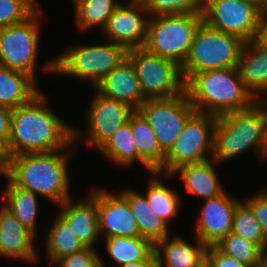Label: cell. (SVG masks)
Returning <instances> with one entry per match:
<instances>
[{"mask_svg":"<svg viewBox=\"0 0 267 267\" xmlns=\"http://www.w3.org/2000/svg\"><path fill=\"white\" fill-rule=\"evenodd\" d=\"M244 44L245 41L238 36L216 30L202 22L180 66L184 81L201 71L237 67Z\"/></svg>","mask_w":267,"mask_h":267,"instance_id":"cell-5","label":"cell"},{"mask_svg":"<svg viewBox=\"0 0 267 267\" xmlns=\"http://www.w3.org/2000/svg\"><path fill=\"white\" fill-rule=\"evenodd\" d=\"M185 91L198 112L215 116L248 109L256 102L237 67L194 73L185 82Z\"/></svg>","mask_w":267,"mask_h":267,"instance_id":"cell-3","label":"cell"},{"mask_svg":"<svg viewBox=\"0 0 267 267\" xmlns=\"http://www.w3.org/2000/svg\"><path fill=\"white\" fill-rule=\"evenodd\" d=\"M131 131L138 151V161L149 172L157 171L164 163L166 153L144 116L135 110L130 115Z\"/></svg>","mask_w":267,"mask_h":267,"instance_id":"cell-24","label":"cell"},{"mask_svg":"<svg viewBox=\"0 0 267 267\" xmlns=\"http://www.w3.org/2000/svg\"><path fill=\"white\" fill-rule=\"evenodd\" d=\"M35 236L8 209L0 207V256L34 263L38 259Z\"/></svg>","mask_w":267,"mask_h":267,"instance_id":"cell-19","label":"cell"},{"mask_svg":"<svg viewBox=\"0 0 267 267\" xmlns=\"http://www.w3.org/2000/svg\"><path fill=\"white\" fill-rule=\"evenodd\" d=\"M256 148L266 160L267 100L254 102L248 109L217 116L212 158L217 162Z\"/></svg>","mask_w":267,"mask_h":267,"instance_id":"cell-4","label":"cell"},{"mask_svg":"<svg viewBox=\"0 0 267 267\" xmlns=\"http://www.w3.org/2000/svg\"><path fill=\"white\" fill-rule=\"evenodd\" d=\"M12 109L0 105V139L6 144L10 137Z\"/></svg>","mask_w":267,"mask_h":267,"instance_id":"cell-39","label":"cell"},{"mask_svg":"<svg viewBox=\"0 0 267 267\" xmlns=\"http://www.w3.org/2000/svg\"><path fill=\"white\" fill-rule=\"evenodd\" d=\"M41 91L27 103L12 109L10 137L7 148L10 156L26 153H46L70 149L79 132L66 125L46 105Z\"/></svg>","mask_w":267,"mask_h":267,"instance_id":"cell-1","label":"cell"},{"mask_svg":"<svg viewBox=\"0 0 267 267\" xmlns=\"http://www.w3.org/2000/svg\"><path fill=\"white\" fill-rule=\"evenodd\" d=\"M119 5L116 0H74L75 23L81 30L95 26L104 29Z\"/></svg>","mask_w":267,"mask_h":267,"instance_id":"cell-30","label":"cell"},{"mask_svg":"<svg viewBox=\"0 0 267 267\" xmlns=\"http://www.w3.org/2000/svg\"><path fill=\"white\" fill-rule=\"evenodd\" d=\"M138 111L148 121L161 149L167 153L183 131L188 119L197 111L186 91L165 99H146Z\"/></svg>","mask_w":267,"mask_h":267,"instance_id":"cell-11","label":"cell"},{"mask_svg":"<svg viewBox=\"0 0 267 267\" xmlns=\"http://www.w3.org/2000/svg\"><path fill=\"white\" fill-rule=\"evenodd\" d=\"M231 233L256 243L263 251L267 248V241L259 221L255 218L251 208L243 201L236 205Z\"/></svg>","mask_w":267,"mask_h":267,"instance_id":"cell-33","label":"cell"},{"mask_svg":"<svg viewBox=\"0 0 267 267\" xmlns=\"http://www.w3.org/2000/svg\"><path fill=\"white\" fill-rule=\"evenodd\" d=\"M99 151L110 161L121 166H131L138 161V151L131 131L130 117L127 123L118 130L99 148Z\"/></svg>","mask_w":267,"mask_h":267,"instance_id":"cell-28","label":"cell"},{"mask_svg":"<svg viewBox=\"0 0 267 267\" xmlns=\"http://www.w3.org/2000/svg\"><path fill=\"white\" fill-rule=\"evenodd\" d=\"M190 245L180 236L170 235L155 245L157 267H205L207 246L196 238Z\"/></svg>","mask_w":267,"mask_h":267,"instance_id":"cell-21","label":"cell"},{"mask_svg":"<svg viewBox=\"0 0 267 267\" xmlns=\"http://www.w3.org/2000/svg\"><path fill=\"white\" fill-rule=\"evenodd\" d=\"M46 235L47 256L52 264L59 258L81 251L85 245L78 240L71 228L59 217L56 216L54 223L49 227Z\"/></svg>","mask_w":267,"mask_h":267,"instance_id":"cell-29","label":"cell"},{"mask_svg":"<svg viewBox=\"0 0 267 267\" xmlns=\"http://www.w3.org/2000/svg\"><path fill=\"white\" fill-rule=\"evenodd\" d=\"M205 267H249L235 258L221 253L215 246H208L205 257Z\"/></svg>","mask_w":267,"mask_h":267,"instance_id":"cell-38","label":"cell"},{"mask_svg":"<svg viewBox=\"0 0 267 267\" xmlns=\"http://www.w3.org/2000/svg\"><path fill=\"white\" fill-rule=\"evenodd\" d=\"M237 68L245 88L256 101L267 100V49L254 40L245 42Z\"/></svg>","mask_w":267,"mask_h":267,"instance_id":"cell-20","label":"cell"},{"mask_svg":"<svg viewBox=\"0 0 267 267\" xmlns=\"http://www.w3.org/2000/svg\"><path fill=\"white\" fill-rule=\"evenodd\" d=\"M106 250L118 265L156 260L155 246L142 237H107Z\"/></svg>","mask_w":267,"mask_h":267,"instance_id":"cell-27","label":"cell"},{"mask_svg":"<svg viewBox=\"0 0 267 267\" xmlns=\"http://www.w3.org/2000/svg\"><path fill=\"white\" fill-rule=\"evenodd\" d=\"M260 15L267 17V0H265L263 5L260 7Z\"/></svg>","mask_w":267,"mask_h":267,"instance_id":"cell-43","label":"cell"},{"mask_svg":"<svg viewBox=\"0 0 267 267\" xmlns=\"http://www.w3.org/2000/svg\"><path fill=\"white\" fill-rule=\"evenodd\" d=\"M204 201L195 229L196 238L208 247L231 233L234 211L240 201L226 192Z\"/></svg>","mask_w":267,"mask_h":267,"instance_id":"cell-16","label":"cell"},{"mask_svg":"<svg viewBox=\"0 0 267 267\" xmlns=\"http://www.w3.org/2000/svg\"><path fill=\"white\" fill-rule=\"evenodd\" d=\"M135 110L128 104L105 97L96 91L88 109L86 145L100 148Z\"/></svg>","mask_w":267,"mask_h":267,"instance_id":"cell-14","label":"cell"},{"mask_svg":"<svg viewBox=\"0 0 267 267\" xmlns=\"http://www.w3.org/2000/svg\"><path fill=\"white\" fill-rule=\"evenodd\" d=\"M263 267H267V248L264 251Z\"/></svg>","mask_w":267,"mask_h":267,"instance_id":"cell-45","label":"cell"},{"mask_svg":"<svg viewBox=\"0 0 267 267\" xmlns=\"http://www.w3.org/2000/svg\"><path fill=\"white\" fill-rule=\"evenodd\" d=\"M123 4L111 14L103 32L111 42L127 51L144 48L148 23V18L142 17L148 15L145 3L131 0Z\"/></svg>","mask_w":267,"mask_h":267,"instance_id":"cell-13","label":"cell"},{"mask_svg":"<svg viewBox=\"0 0 267 267\" xmlns=\"http://www.w3.org/2000/svg\"><path fill=\"white\" fill-rule=\"evenodd\" d=\"M132 1H138V2H145L146 0H132Z\"/></svg>","mask_w":267,"mask_h":267,"instance_id":"cell-46","label":"cell"},{"mask_svg":"<svg viewBox=\"0 0 267 267\" xmlns=\"http://www.w3.org/2000/svg\"><path fill=\"white\" fill-rule=\"evenodd\" d=\"M215 162L213 158H210L203 162L187 164L176 169L171 176L178 173L188 193L202 197L204 200L215 198L225 192L218 183L213 167Z\"/></svg>","mask_w":267,"mask_h":267,"instance_id":"cell-22","label":"cell"},{"mask_svg":"<svg viewBox=\"0 0 267 267\" xmlns=\"http://www.w3.org/2000/svg\"><path fill=\"white\" fill-rule=\"evenodd\" d=\"M41 11L37 9L25 21L0 27V66L27 74L35 80L40 39Z\"/></svg>","mask_w":267,"mask_h":267,"instance_id":"cell-10","label":"cell"},{"mask_svg":"<svg viewBox=\"0 0 267 267\" xmlns=\"http://www.w3.org/2000/svg\"><path fill=\"white\" fill-rule=\"evenodd\" d=\"M72 197L60 204L61 212L58 216L71 228L76 237L85 247L94 248L98 239L99 225L96 203V189L91 190L88 197L77 203Z\"/></svg>","mask_w":267,"mask_h":267,"instance_id":"cell-17","label":"cell"},{"mask_svg":"<svg viewBox=\"0 0 267 267\" xmlns=\"http://www.w3.org/2000/svg\"><path fill=\"white\" fill-rule=\"evenodd\" d=\"M221 253L249 267H263L264 251L254 242L229 233L214 245Z\"/></svg>","mask_w":267,"mask_h":267,"instance_id":"cell-32","label":"cell"},{"mask_svg":"<svg viewBox=\"0 0 267 267\" xmlns=\"http://www.w3.org/2000/svg\"><path fill=\"white\" fill-rule=\"evenodd\" d=\"M252 3H254L255 5H257L259 8L263 5V3L265 2V0H248Z\"/></svg>","mask_w":267,"mask_h":267,"instance_id":"cell-44","label":"cell"},{"mask_svg":"<svg viewBox=\"0 0 267 267\" xmlns=\"http://www.w3.org/2000/svg\"><path fill=\"white\" fill-rule=\"evenodd\" d=\"M53 264L58 267H105L101 257L92 247L59 258Z\"/></svg>","mask_w":267,"mask_h":267,"instance_id":"cell-36","label":"cell"},{"mask_svg":"<svg viewBox=\"0 0 267 267\" xmlns=\"http://www.w3.org/2000/svg\"><path fill=\"white\" fill-rule=\"evenodd\" d=\"M101 95L128 104L138 110L146 100L131 61L126 58L95 87Z\"/></svg>","mask_w":267,"mask_h":267,"instance_id":"cell-18","label":"cell"},{"mask_svg":"<svg viewBox=\"0 0 267 267\" xmlns=\"http://www.w3.org/2000/svg\"><path fill=\"white\" fill-rule=\"evenodd\" d=\"M203 22L245 42L254 40L260 8L248 0H203Z\"/></svg>","mask_w":267,"mask_h":267,"instance_id":"cell-12","label":"cell"},{"mask_svg":"<svg viewBox=\"0 0 267 267\" xmlns=\"http://www.w3.org/2000/svg\"><path fill=\"white\" fill-rule=\"evenodd\" d=\"M152 175L154 177L150 179L145 197L158 217L169 224L180 209V196L162 183L157 177L158 172H152Z\"/></svg>","mask_w":267,"mask_h":267,"instance_id":"cell-31","label":"cell"},{"mask_svg":"<svg viewBox=\"0 0 267 267\" xmlns=\"http://www.w3.org/2000/svg\"><path fill=\"white\" fill-rule=\"evenodd\" d=\"M121 267H157L156 260H144L139 262H129Z\"/></svg>","mask_w":267,"mask_h":267,"instance_id":"cell-42","label":"cell"},{"mask_svg":"<svg viewBox=\"0 0 267 267\" xmlns=\"http://www.w3.org/2000/svg\"><path fill=\"white\" fill-rule=\"evenodd\" d=\"M99 233L107 237H140L137 221L128 201L119 193L96 189Z\"/></svg>","mask_w":267,"mask_h":267,"instance_id":"cell-15","label":"cell"},{"mask_svg":"<svg viewBox=\"0 0 267 267\" xmlns=\"http://www.w3.org/2000/svg\"><path fill=\"white\" fill-rule=\"evenodd\" d=\"M61 151L64 150L12 156L8 171L3 176L16 186L47 197L59 206L72 197L67 170L69 155Z\"/></svg>","mask_w":267,"mask_h":267,"instance_id":"cell-2","label":"cell"},{"mask_svg":"<svg viewBox=\"0 0 267 267\" xmlns=\"http://www.w3.org/2000/svg\"><path fill=\"white\" fill-rule=\"evenodd\" d=\"M129 203L138 224L140 237L154 246L169 236L168 224L152 210L145 195L135 190H121L120 193Z\"/></svg>","mask_w":267,"mask_h":267,"instance_id":"cell-23","label":"cell"},{"mask_svg":"<svg viewBox=\"0 0 267 267\" xmlns=\"http://www.w3.org/2000/svg\"><path fill=\"white\" fill-rule=\"evenodd\" d=\"M202 22V12L150 17L144 48L181 66Z\"/></svg>","mask_w":267,"mask_h":267,"instance_id":"cell-7","label":"cell"},{"mask_svg":"<svg viewBox=\"0 0 267 267\" xmlns=\"http://www.w3.org/2000/svg\"><path fill=\"white\" fill-rule=\"evenodd\" d=\"M127 50L116 45H76L68 48L43 68L46 72L88 79L96 87L117 65L127 58Z\"/></svg>","mask_w":267,"mask_h":267,"instance_id":"cell-6","label":"cell"},{"mask_svg":"<svg viewBox=\"0 0 267 267\" xmlns=\"http://www.w3.org/2000/svg\"><path fill=\"white\" fill-rule=\"evenodd\" d=\"M203 0H146L148 15L163 16L202 12Z\"/></svg>","mask_w":267,"mask_h":267,"instance_id":"cell-35","label":"cell"},{"mask_svg":"<svg viewBox=\"0 0 267 267\" xmlns=\"http://www.w3.org/2000/svg\"><path fill=\"white\" fill-rule=\"evenodd\" d=\"M7 189L2 194L5 200L2 205L8 209L31 233L36 234L38 213L37 195L29 190L16 186L7 177Z\"/></svg>","mask_w":267,"mask_h":267,"instance_id":"cell-26","label":"cell"},{"mask_svg":"<svg viewBox=\"0 0 267 267\" xmlns=\"http://www.w3.org/2000/svg\"><path fill=\"white\" fill-rule=\"evenodd\" d=\"M251 208L255 218L259 221L263 234L267 241V192L260 191L254 197L245 200Z\"/></svg>","mask_w":267,"mask_h":267,"instance_id":"cell-37","label":"cell"},{"mask_svg":"<svg viewBox=\"0 0 267 267\" xmlns=\"http://www.w3.org/2000/svg\"><path fill=\"white\" fill-rule=\"evenodd\" d=\"M254 41L267 49V17L260 16Z\"/></svg>","mask_w":267,"mask_h":267,"instance_id":"cell-40","label":"cell"},{"mask_svg":"<svg viewBox=\"0 0 267 267\" xmlns=\"http://www.w3.org/2000/svg\"><path fill=\"white\" fill-rule=\"evenodd\" d=\"M27 74L0 66V105L14 109L30 101L40 91Z\"/></svg>","mask_w":267,"mask_h":267,"instance_id":"cell-25","label":"cell"},{"mask_svg":"<svg viewBox=\"0 0 267 267\" xmlns=\"http://www.w3.org/2000/svg\"><path fill=\"white\" fill-rule=\"evenodd\" d=\"M145 99L173 98L185 91L180 66L173 60L158 56L145 48L127 52Z\"/></svg>","mask_w":267,"mask_h":267,"instance_id":"cell-9","label":"cell"},{"mask_svg":"<svg viewBox=\"0 0 267 267\" xmlns=\"http://www.w3.org/2000/svg\"><path fill=\"white\" fill-rule=\"evenodd\" d=\"M216 120L215 115L196 111L188 119L174 145L166 153L163 165L156 172L161 174L164 171L171 178L173 172L181 166L212 158Z\"/></svg>","mask_w":267,"mask_h":267,"instance_id":"cell-8","label":"cell"},{"mask_svg":"<svg viewBox=\"0 0 267 267\" xmlns=\"http://www.w3.org/2000/svg\"><path fill=\"white\" fill-rule=\"evenodd\" d=\"M11 156L8 152L7 144L0 139V173L5 175L10 165Z\"/></svg>","mask_w":267,"mask_h":267,"instance_id":"cell-41","label":"cell"},{"mask_svg":"<svg viewBox=\"0 0 267 267\" xmlns=\"http://www.w3.org/2000/svg\"><path fill=\"white\" fill-rule=\"evenodd\" d=\"M38 8L34 0H0V27L21 23Z\"/></svg>","mask_w":267,"mask_h":267,"instance_id":"cell-34","label":"cell"}]
</instances>
